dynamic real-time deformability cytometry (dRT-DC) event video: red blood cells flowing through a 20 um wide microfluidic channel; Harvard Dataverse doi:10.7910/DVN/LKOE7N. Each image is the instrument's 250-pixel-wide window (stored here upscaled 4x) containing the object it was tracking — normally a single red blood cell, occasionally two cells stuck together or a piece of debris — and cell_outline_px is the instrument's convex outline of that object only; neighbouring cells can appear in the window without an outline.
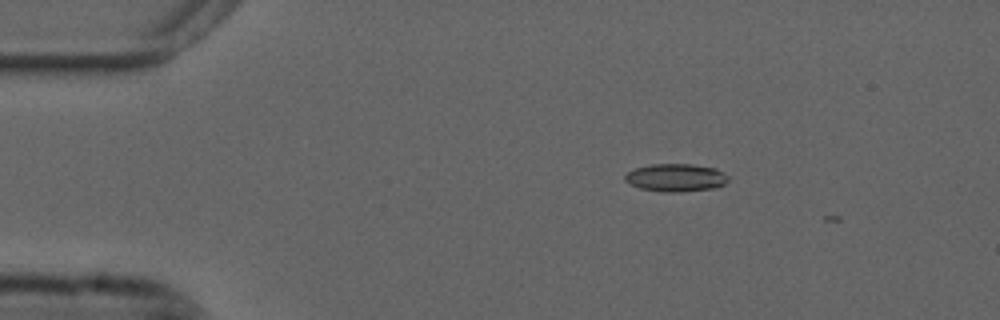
{"species": "common noctule bat (a hibernating species)", "species_latin": "Nyctalus noctula", "temperature_condition": "cold", "stored_images_in_passage": 2, "camera_frame_rate_fps": 3000, "um_per_image_px": 0.085, "animal": {"sex": "male", "forearm_length_mm": 52.5}, "frame": {"image": 1, "passage_image": 1, "time_ms": 0.0, "image_size_px": [1000, 320], "cell_outline_px": [[728, 180], [724, 184], [712, 188], [680, 192], [660, 192], [640, 188], [624, 180], [624, 176], [628, 172], [636, 168], [652, 164], [692, 164], [716, 168], [724, 172], [728, 176]], "centroid_in_image_um": [57.45, 15.1], "position_along_channel_um": 27.5, "area_um2": 16.7}}